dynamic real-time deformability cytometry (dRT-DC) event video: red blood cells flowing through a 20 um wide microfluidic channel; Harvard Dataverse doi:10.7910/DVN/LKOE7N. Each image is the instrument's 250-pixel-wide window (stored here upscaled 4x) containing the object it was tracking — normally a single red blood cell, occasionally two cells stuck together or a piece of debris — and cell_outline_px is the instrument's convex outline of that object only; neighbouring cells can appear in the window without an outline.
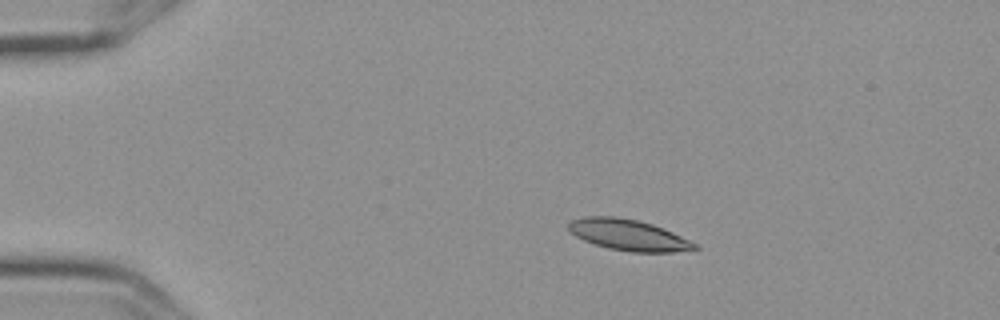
{"species": "Egyptian fruit bat (a non-hibernating species)", "species_latin": "Rousettus aegyptiacus", "temperature_condition": "cold", "stored_images_in_passage": 7, "camera_frame_rate_fps": 3000, "um_per_image_px": 0.085, "frame": {"image": 1, "passage_image": 3, "time_ms": 0.667, "image_size_px": [1000, 320], "cell_outline_px": [[700, 248], [672, 252], [632, 252], [608, 248], [584, 240], [576, 236], [568, 228], [568, 224], [572, 220], [584, 216], [616, 216], [636, 220], [652, 224], [672, 232], [700, 244]], "centroid_in_image_um": [53.45, 19.97], "position_along_channel_um": 31.6, "area_um2": 22.72}}
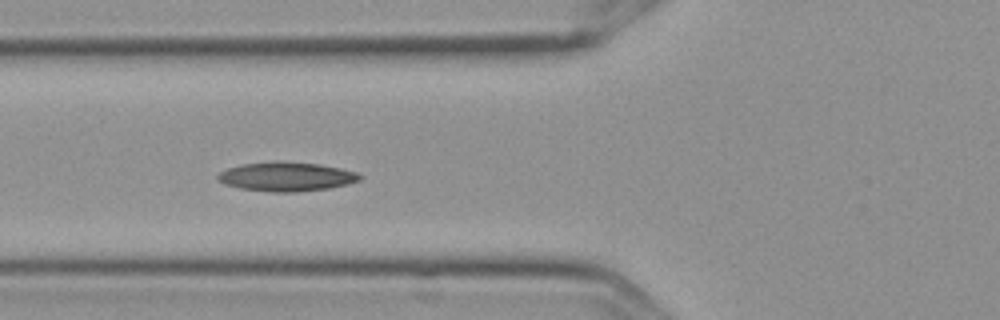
{"frame": {"image": 2, "passage_image": 6, "time_ms": 1.667, "image_size_px": [1000, 320], "cell_outline_px": [[364, 176], [360, 180], [348, 184], [328, 188], [296, 192], [272, 192], [240, 188], [224, 184], [216, 180], [216, 176], [220, 172], [228, 168], [240, 164], [276, 160], [280, 160], [320, 164], [340, 168], [356, 172]], "centroid_in_image_um": [24.32, 15.0], "position_along_channel_um": 101.5, "area_um2": 24.45}}
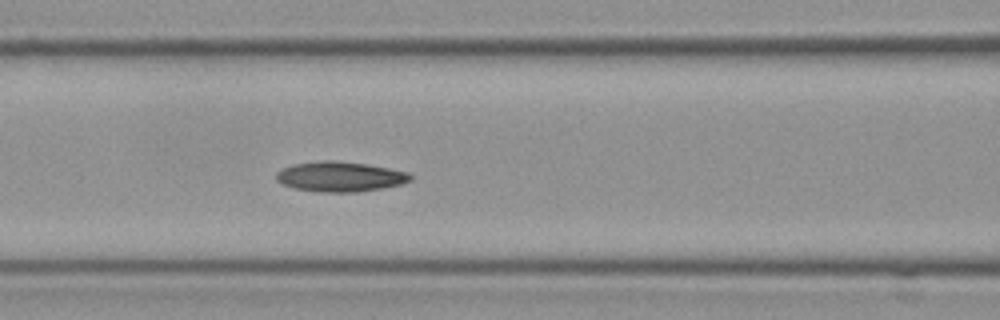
{"frame": {"image": 3, "passage_image": 7, "time_ms": 2.0, "image_size_px": [1000, 320], "cell_outline_px": [[412, 180], [404, 184], [384, 188], [356, 192], [320, 192], [296, 188], [280, 184], [276, 180], [276, 172], [292, 164], [324, 160], [336, 160], [368, 164], [408, 172], [412, 176]], "centroid_in_image_um": [28.92, 15.01], "position_along_channel_um": 137.7, "area_um2": 23.7}}